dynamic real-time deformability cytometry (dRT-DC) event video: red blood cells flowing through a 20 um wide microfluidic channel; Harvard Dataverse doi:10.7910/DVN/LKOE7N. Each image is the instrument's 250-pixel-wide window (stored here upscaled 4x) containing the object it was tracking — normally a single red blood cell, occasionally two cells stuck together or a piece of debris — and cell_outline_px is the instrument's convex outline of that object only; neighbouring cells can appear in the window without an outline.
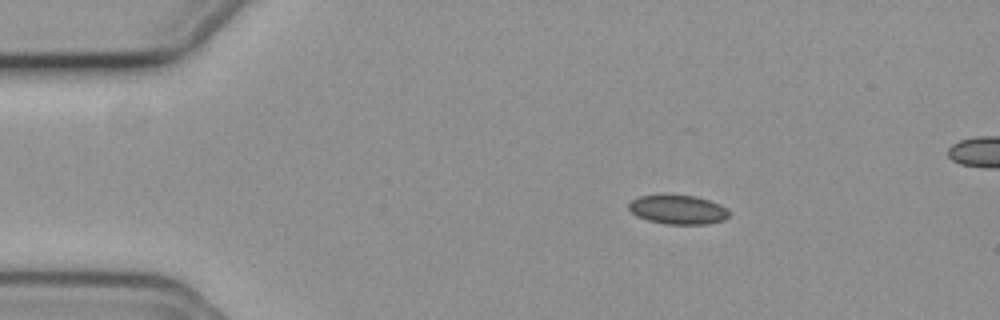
{"species": "common noctule bat (a hibernating species)", "species_latin": "Nyctalus noctula", "temperature_condition": "cold", "stored_images_in_passage": 46, "camera_frame_rate_fps": 3000, "um_per_image_px": 0.085, "animal": {"sex": "female", "body_mass_g": 19.3, "forearm_length_mm": 54.1}, "frame": {"image": 1, "passage_image": 1, "time_ms": 0.0, "image_size_px": [1000, 320], "cell_outline_px": [[728, 216], [724, 220], [708, 224], [664, 224], [648, 220], [636, 216], [628, 208], [628, 204], [632, 200], [640, 196], [664, 192], [696, 196], [720, 204], [728, 208]], "centroid_in_image_um": [57.6, 17.78], "position_along_channel_um": 27.4, "area_um2": 17.63}}
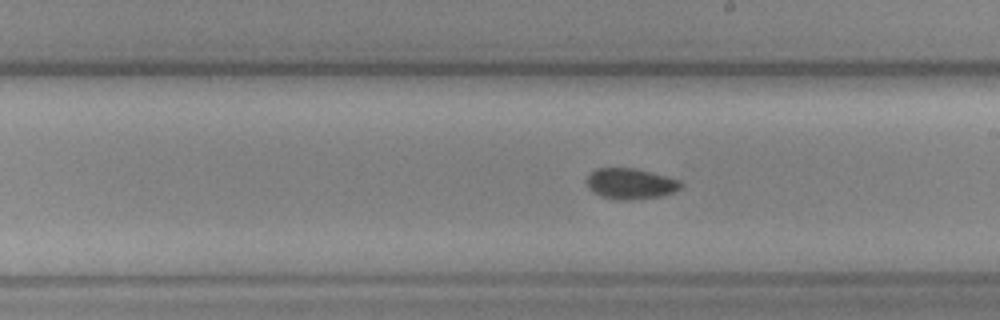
{"frame": {"image": 2, "passage_image": 23, "time_ms": 7.333, "image_size_px": [1000, 320], "cell_outline_px": [[684, 184], [680, 188], [672, 192], [660, 196], [632, 200], [616, 200], [600, 196], [588, 188], [584, 180], [596, 168], [636, 168], [668, 176], [680, 180]], "centroid_in_image_um": [53.58, 15.61], "position_along_channel_um": 235.4, "area_um2": 17.11}}
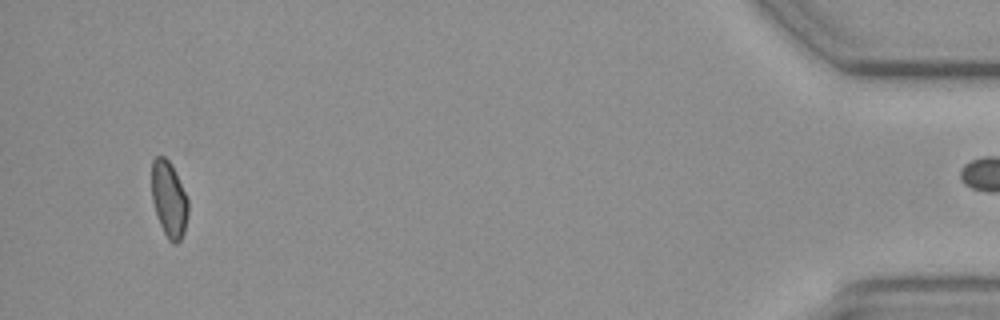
{"frame": {"image": 3, "passage_image": 45, "time_ms": 14.667, "image_size_px": [1000, 320], "cell_outline_px": [[188, 212], [184, 232], [180, 240], [176, 244], [172, 244], [168, 240], [160, 224], [152, 200], [152, 160], [156, 156], [164, 156], [168, 160], [188, 200]], "centroid_in_image_um": [14.35, 16.98], "position_along_channel_um": 420.8, "area_um2": 15.78}, "authors_computed_cell_mechanics": {"area_um2": 17.1377, "velocity_mm_per_s": 3.6874, "shape_relaxation_time_tau1_ms": null, "shape_relaxation_time_tau2_ms": 5.9258, "deformation_change_tau1": null, "deformation_change_tau2": 0.0915}}